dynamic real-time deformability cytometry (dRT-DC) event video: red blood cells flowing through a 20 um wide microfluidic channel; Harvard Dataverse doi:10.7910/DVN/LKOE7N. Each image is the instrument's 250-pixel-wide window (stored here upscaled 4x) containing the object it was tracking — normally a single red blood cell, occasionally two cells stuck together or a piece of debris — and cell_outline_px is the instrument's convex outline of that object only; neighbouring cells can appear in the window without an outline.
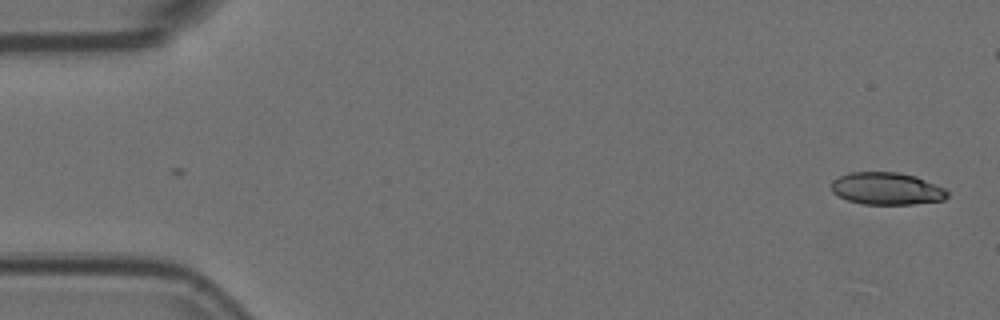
{"species": "Egyptian fruit bat (a non-hibernating species)", "species_latin": "Rousettus aegyptiacus", "temperature_condition": "room temperature", "stored_images_in_passage": 47, "camera_frame_rate_fps": 3000, "um_per_image_px": 0.085, "animal": {"sex": "female"}, "frame": {"image": 1, "passage_image": 1, "time_ms": 0.0, "image_size_px": [1000, 320], "cell_outline_px": [[948, 196], [944, 200], [912, 204], [864, 204], [848, 200], [832, 192], [832, 180], [840, 176], [852, 172], [896, 172], [916, 176], [944, 188], [948, 192]], "centroid_in_image_um": [75.38, 16.03], "position_along_channel_um": 9.6, "area_um2": 21.68}}
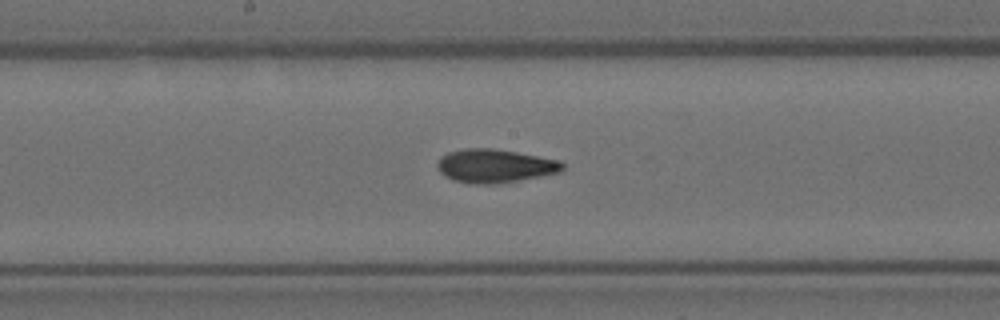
{"frame": {"image": 2, "passage_image": 27, "time_ms": 8.667, "image_size_px": [1000, 320], "cell_outline_px": [[564, 168], [560, 172], [540, 176], [496, 184], [476, 184], [452, 180], [444, 176], [436, 168], [436, 164], [440, 156], [448, 152], [464, 148], [492, 148], [516, 152], [560, 160], [564, 164]], "centroid_in_image_um": [42.02, 14.1], "position_along_channel_um": 206.2, "area_um2": 24.57}}
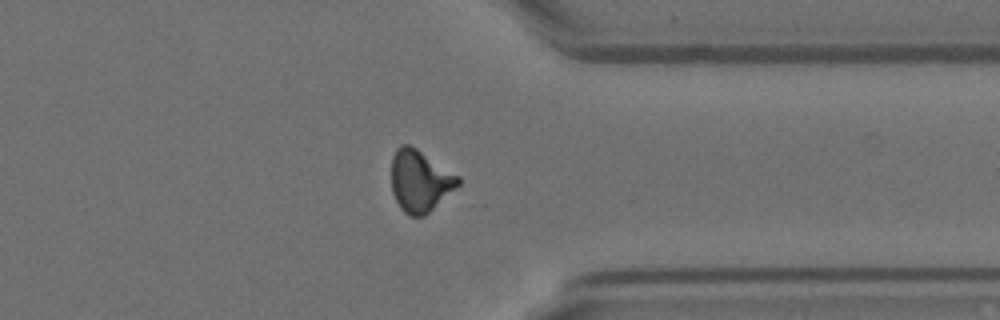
{"frame": {"image": 3, "passage_image": 41, "time_ms": 13.333, "image_size_px": [1000, 320], "cell_outline_px": [[460, 184], [456, 188], [424, 216], [408, 216], [400, 208], [392, 192], [392, 156], [396, 148], [400, 144], [408, 144], [416, 148], [460, 176]], "centroid_in_image_um": [35.69, 15.37], "position_along_channel_um": 375.7, "area_um2": 23.99}, "authors_computed_cell_mechanics": {"area_um2": 23.4668, "velocity_mm_per_s": 3.76, "shape_relaxation_time_tau1_ms": 5.8556, "shape_relaxation_time_tau2_ms": 1.7468, "deformation_change_tau1": 0.187, "deformation_change_tau2": 0.0881}}